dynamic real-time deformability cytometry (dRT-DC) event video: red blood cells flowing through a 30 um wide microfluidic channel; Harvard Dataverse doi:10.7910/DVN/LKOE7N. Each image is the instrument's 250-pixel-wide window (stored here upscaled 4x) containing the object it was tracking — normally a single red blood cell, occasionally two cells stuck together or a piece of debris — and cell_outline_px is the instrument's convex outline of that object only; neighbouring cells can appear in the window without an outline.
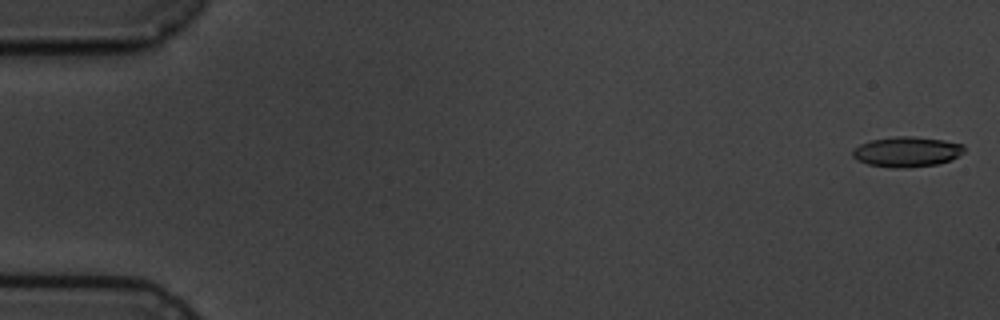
{"species": "common noctule bat (a hibernating species)", "species_latin": "Nyctalus noctula", "temperature_condition": "cold", "stored_images_in_passage": 5, "camera_frame_rate_fps": 3000, "um_per_image_px": 0.085, "animal": {"sex": "male", "body_mass_g": 19.5, "forearm_length_mm": 54.6}, "frame": {"image": 1, "passage_image": 1, "time_ms": 0.0, "image_size_px": [1000, 320], "cell_outline_px": [[964, 152], [952, 160], [936, 164], [908, 168], [892, 168], [868, 164], [852, 156], [852, 148], [860, 144], [872, 140], [896, 136], [908, 136], [944, 140], [964, 144]], "centroid_in_image_um": [77.09, 12.9], "position_along_channel_um": 7.9, "area_um2": 19.65}}
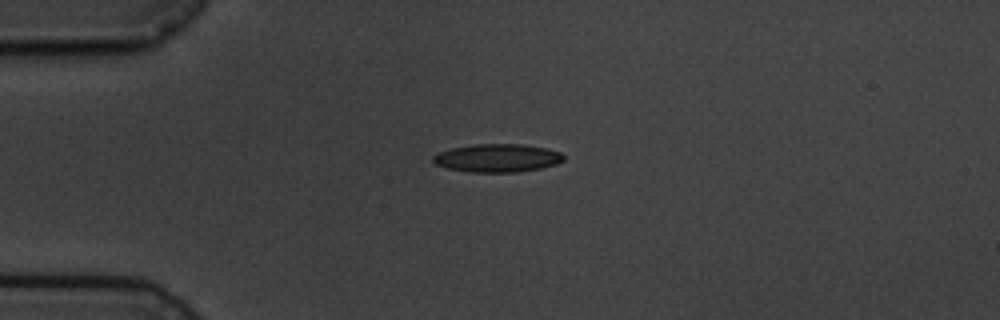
{"frame": {"image": 2, "passage_image": 4, "time_ms": 4.333, "image_size_px": [1000, 320], "cell_outline_px": [[564, 160], [556, 164], [540, 168], [516, 172], [468, 172], [448, 168], [436, 164], [432, 160], [432, 156], [440, 152], [452, 148], [476, 144], [524, 144], [544, 148], [560, 152], [564, 156]], "centroid_in_image_um": [42.27, 13.43], "position_along_channel_um": 42.7, "area_um2": 21.27}}